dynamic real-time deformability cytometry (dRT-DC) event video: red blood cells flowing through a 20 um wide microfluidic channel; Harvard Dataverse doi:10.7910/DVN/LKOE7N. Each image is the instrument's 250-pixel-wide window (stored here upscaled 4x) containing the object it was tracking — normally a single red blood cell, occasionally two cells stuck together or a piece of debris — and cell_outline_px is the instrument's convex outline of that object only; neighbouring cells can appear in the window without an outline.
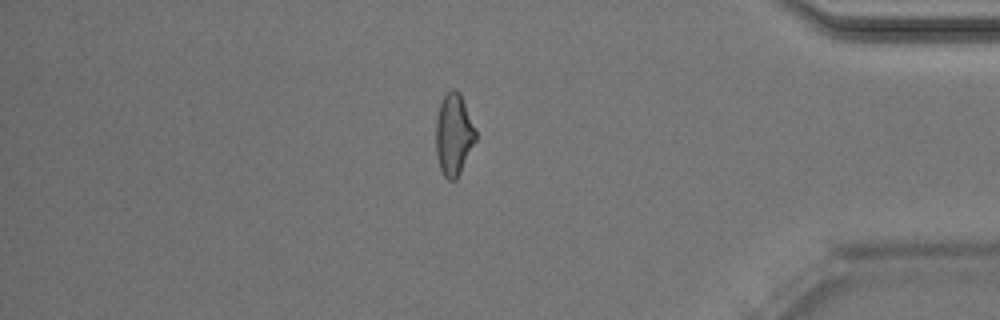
{"species": "Egyptian fruit bat (a non-hibernating species)", "species_latin": "Rousettus aegyptiacus", "temperature_condition": "room temperature", "stored_images_in_passage": 50, "camera_frame_rate_fps": 3000, "um_per_image_px": 0.085, "animal": {"sex": "male"}, "frame": {"image": 1, "passage_image": 43, "time_ms": 14.0, "image_size_px": [1000, 320], "cell_outline_px": [[476, 140], [456, 180], [448, 180], [444, 176], [440, 168], [436, 152], [436, 120], [440, 104], [444, 96], [452, 88], [456, 88], [460, 92], [476, 132]], "centroid_in_image_um": [38.56, 11.43], "position_along_channel_um": 396.6, "area_um2": 18.73}, "authors_computed_cell_mechanics": {"area_um2": 19.3052, "velocity_mm_per_s": 4.0543, "shape_relaxation_time_tau1_ms": 5.8623, "shape_relaxation_time_tau2_ms": 2.2535, "deformation_change_tau1": 0.1873, "deformation_change_tau2": 0.1139}}